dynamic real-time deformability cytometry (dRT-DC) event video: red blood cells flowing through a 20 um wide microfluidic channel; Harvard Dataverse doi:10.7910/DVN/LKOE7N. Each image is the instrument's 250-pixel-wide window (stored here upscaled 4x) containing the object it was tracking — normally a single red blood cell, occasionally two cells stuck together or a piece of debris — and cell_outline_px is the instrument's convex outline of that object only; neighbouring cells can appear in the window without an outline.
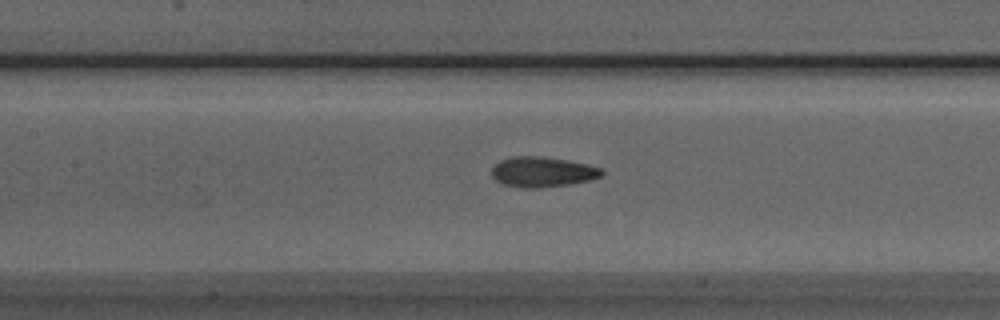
{"species": "Egyptian fruit bat (a non-hibernating species)", "species_latin": "Rousettus aegyptiacus", "temperature_condition": "room temperature", "stored_images_in_passage": 32, "camera_frame_rate_fps": 3000, "um_per_image_px": 0.085, "animal": {"sex": "male"}, "frame": {"image": 1, "passage_image": 19, "time_ms": 6.0, "image_size_px": [1000, 320], "cell_outline_px": [[604, 172], [600, 176], [588, 180], [568, 184], [540, 188], [524, 188], [500, 184], [492, 176], [492, 168], [500, 160], [512, 156], [540, 156], [568, 160], [588, 164], [600, 168]], "centroid_in_image_um": [46.07, 14.61], "position_along_channel_um": 161.3, "area_um2": 19.36}}
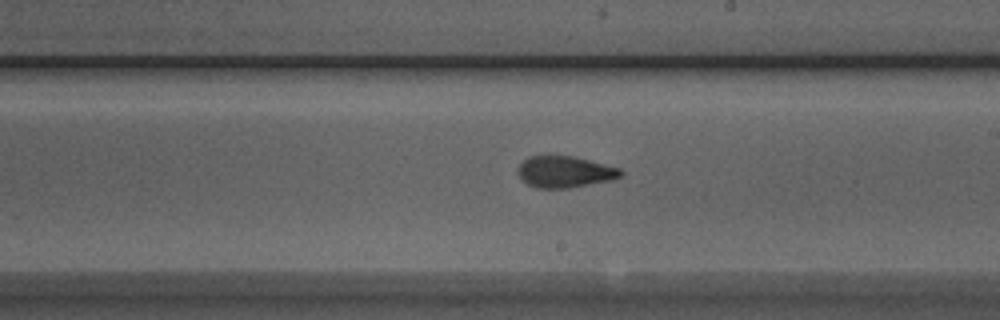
{"frame": {"image": 2, "passage_image": 25, "time_ms": 8.0, "image_size_px": [1000, 320], "cell_outline_px": [[624, 172], [620, 176], [612, 180], [568, 188], [536, 188], [528, 184], [516, 172], [520, 164], [528, 156], [572, 156], [620, 168]], "centroid_in_image_um": [48.0, 14.61], "position_along_channel_um": 241.0, "area_um2": 18.67}}
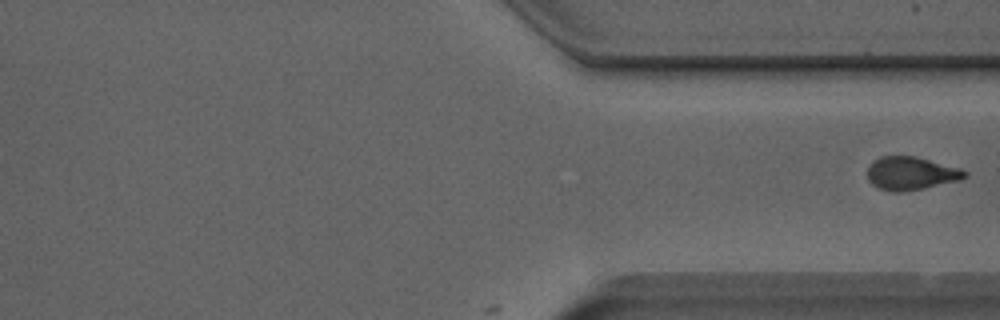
{"frame": {"image": 3, "passage_image": 32, "time_ms": 10.333, "image_size_px": [1000, 320], "cell_outline_px": [[968, 176], [960, 180], [924, 188], [900, 192], [892, 192], [880, 188], [872, 184], [868, 180], [868, 164], [872, 160], [880, 156], [916, 156], [960, 168], [968, 172]], "centroid_in_image_um": [77.43, 14.72], "position_along_channel_um": 334.0, "area_um2": 18.96}}